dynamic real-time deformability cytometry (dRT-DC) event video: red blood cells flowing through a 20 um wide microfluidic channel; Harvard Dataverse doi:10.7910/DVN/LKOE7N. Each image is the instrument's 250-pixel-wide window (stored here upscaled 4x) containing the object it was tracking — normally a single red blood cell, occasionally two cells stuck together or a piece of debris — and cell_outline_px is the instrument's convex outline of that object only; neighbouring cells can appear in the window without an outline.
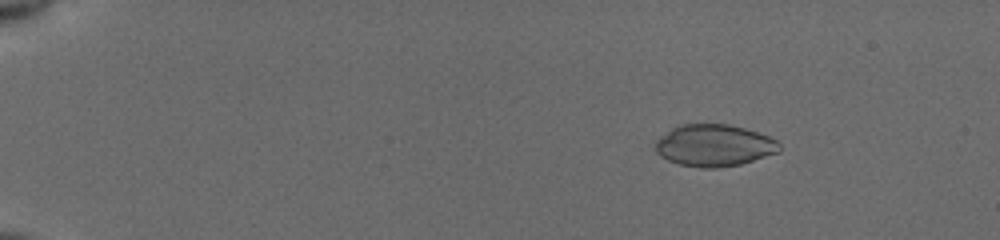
{"species": "common noctule bat (a hibernating species)", "species_latin": "Nyctalus noctula", "temperature_condition": "cold", "stored_images_in_passage": 47, "camera_frame_rate_fps": 3000, "um_per_image_px": 0.085, "animal": {"sex": "female", "body_mass_g": 19.5, "forearm_length_mm": 54.1}, "frame": {"image": 1, "passage_image": 2, "time_ms": 0.333, "image_size_px": [1000, 240], "cell_outline_px": [[780, 152], [740, 164], [716, 168], [700, 168], [680, 164], [668, 160], [660, 156], [656, 152], [656, 140], [660, 136], [672, 128], [680, 124], [728, 124], [744, 128], [768, 136], [776, 140], [780, 144]], "centroid_in_image_um": [60.7, 12.36], "position_along_channel_um": 24.3, "area_um2": 30.23}}
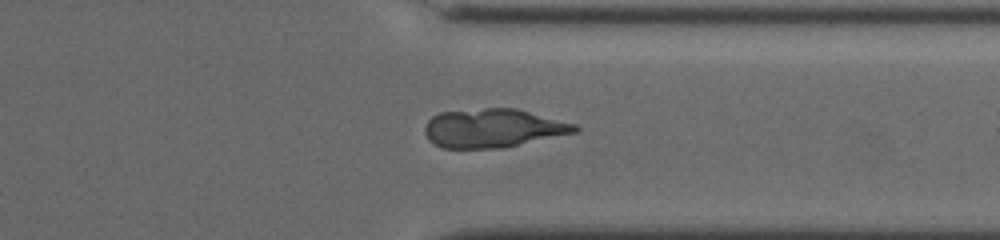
{"frame": {"image": 2, "passage_image": 37, "time_ms": 12.0, "image_size_px": [1000, 240], "cell_outline_px": [[580, 128], [576, 132], [504, 148], [440, 148], [428, 140], [424, 132], [424, 128], [428, 120], [432, 116], [440, 112], [484, 108], [516, 108], [576, 124]], "centroid_in_image_um": [41.88, 10.9], "position_along_channel_um": 369.5, "area_um2": 33.99}}
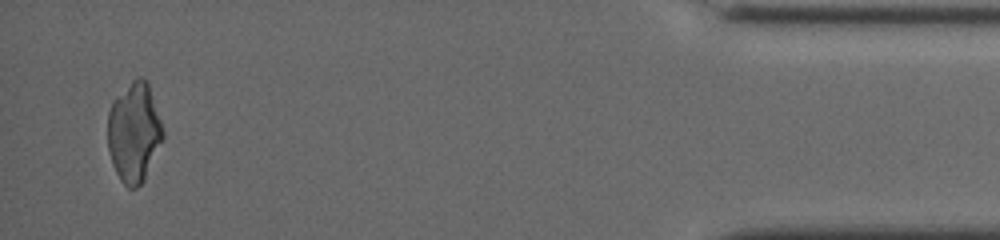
{"frame": {"image": 3, "passage_image": 46, "time_ms": 15.0, "image_size_px": [1000, 240], "cell_outline_px": [[164, 136], [144, 180], [136, 188], [128, 188], [120, 180], [112, 164], [108, 148], [108, 112], [112, 104], [132, 80], [136, 76], [144, 76], [148, 80], [164, 132]], "centroid_in_image_um": [11.4, 11.24], "position_along_channel_um": 423.8, "area_um2": 31.85}}